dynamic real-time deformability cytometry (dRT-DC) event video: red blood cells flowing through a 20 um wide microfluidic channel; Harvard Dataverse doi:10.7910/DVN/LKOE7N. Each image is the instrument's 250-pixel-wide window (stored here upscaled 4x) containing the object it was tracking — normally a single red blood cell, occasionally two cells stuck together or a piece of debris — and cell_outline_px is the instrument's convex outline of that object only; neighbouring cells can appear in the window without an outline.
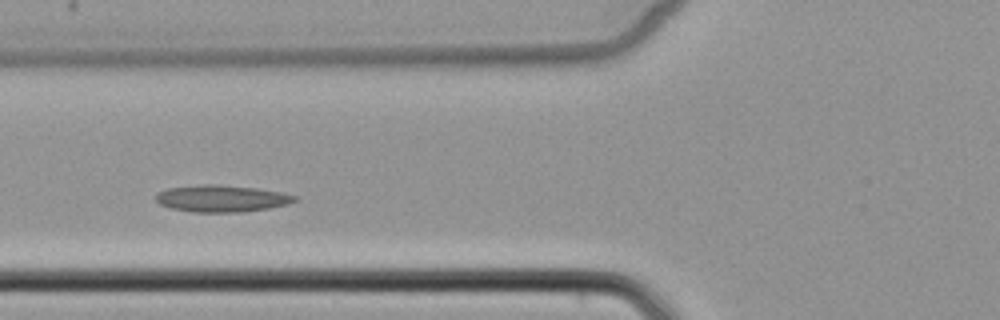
{"species": "common noctule bat (a hibernating species)", "species_latin": "Nyctalus noctula", "temperature_condition": "cold", "stored_images_in_passage": 6, "camera_frame_rate_fps": 3000, "um_per_image_px": 0.085, "animal": {"sex": "female", "body_mass_g": 22.7, "forearm_length_mm": 54.2}, "frame": {"image": 1, "passage_image": 4, "time_ms": 3.667, "image_size_px": [1000, 320], "cell_outline_px": [[296, 200], [288, 204], [268, 208], [240, 212], [192, 212], [172, 208], [160, 204], [156, 200], [156, 192], [168, 188], [204, 184], [216, 184], [256, 188], [280, 192], [296, 196]], "centroid_in_image_um": [18.81, 16.87], "position_along_channel_um": 107.0, "area_um2": 21.56}}
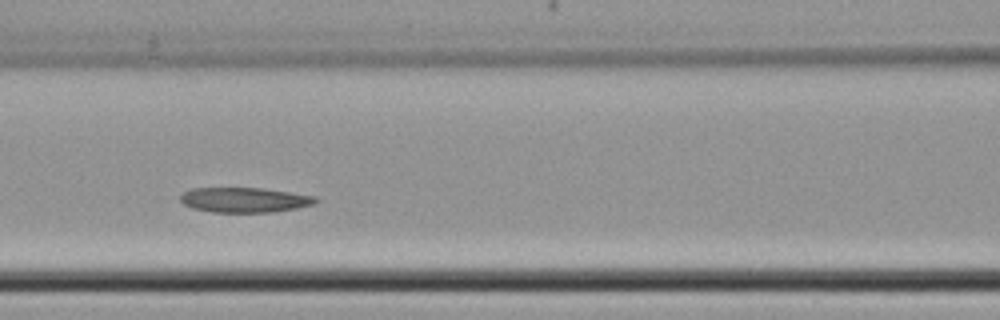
{"frame": {"image": 2, "passage_image": 5, "time_ms": 4.667, "image_size_px": [1000, 320], "cell_outline_px": [[320, 200], [312, 204], [296, 208], [272, 212], [212, 212], [192, 208], [184, 204], [180, 200], [180, 196], [184, 192], [192, 188], [264, 188], [316, 196]], "centroid_in_image_um": [20.79, 16.99], "position_along_channel_um": 145.8, "area_um2": 19.65}}
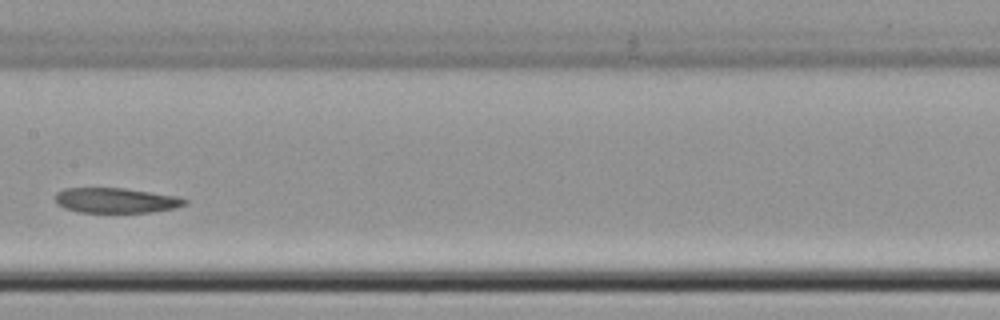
{"frame": {"image": 3, "passage_image": 6, "time_ms": 6.0, "image_size_px": [1000, 320], "cell_outline_px": [[188, 204], [176, 208], [152, 212], [76, 212], [64, 208], [56, 204], [56, 192], [64, 188], [124, 188], [176, 196], [188, 200]], "centroid_in_image_um": [9.85, 17.04], "position_along_channel_um": 197.6, "area_um2": 19.02}}